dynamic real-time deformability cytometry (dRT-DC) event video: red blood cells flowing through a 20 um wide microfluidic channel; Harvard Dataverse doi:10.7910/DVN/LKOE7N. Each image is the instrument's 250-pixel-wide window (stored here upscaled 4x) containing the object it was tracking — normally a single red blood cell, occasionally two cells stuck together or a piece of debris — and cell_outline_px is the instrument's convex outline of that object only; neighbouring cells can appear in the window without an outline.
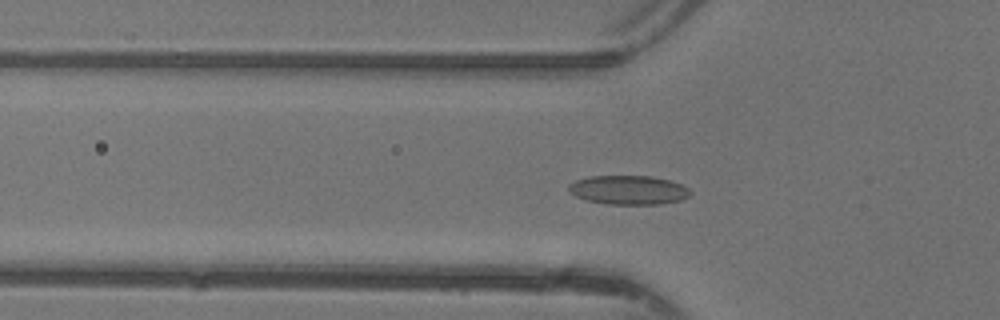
{"species": "common noctule bat (a hibernating species)", "species_latin": "Nyctalus noctula", "temperature_condition": "warm", "stored_images_in_passage": 39, "camera_frame_rate_fps": 3000, "um_per_image_px": 0.085, "animal": {"sex": "female"}, "frame": {"image": 1, "passage_image": 7, "time_ms": 2.0, "image_size_px": [1000, 320], "cell_outline_px": [[692, 192], [688, 196], [680, 200], [660, 204], [608, 204], [588, 200], [576, 196], [568, 188], [568, 184], [576, 180], [588, 176], [652, 176], [668, 180], [680, 184], [688, 188]], "centroid_in_image_um": [53.42, 16.14], "position_along_channel_um": 72.4, "area_um2": 20.4}}
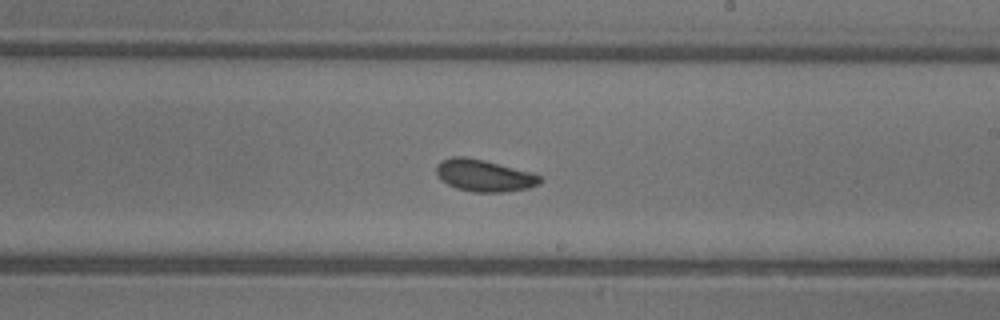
{"frame": {"image": 2, "passage_image": 19, "time_ms": 6.0, "image_size_px": [1000, 320], "cell_outline_px": [[544, 180], [540, 184], [528, 188], [504, 192], [472, 192], [456, 188], [440, 180], [436, 172], [436, 164], [440, 160], [452, 156], [464, 156], [484, 160], [528, 172], [540, 176]], "centroid_in_image_um": [41.1, 14.92], "position_along_channel_um": 247.9, "area_um2": 19.31}}
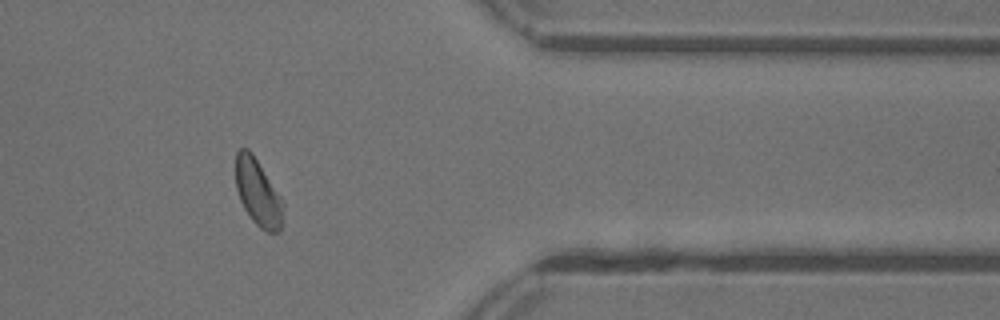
{"frame": {"image": 3, "passage_image": 30, "time_ms": 9.667, "image_size_px": [1000, 320], "cell_outline_px": [[284, 208], [280, 232], [268, 232], [260, 228], [252, 220], [244, 208], [240, 200], [236, 188], [236, 152], [240, 148], [248, 148], [252, 152], [284, 200]], "centroid_in_image_um": [21.95, 16.37], "position_along_channel_um": 389.5, "area_um2": 18.67}, "authors_computed_cell_mechanics": {"area_um2": 18.9584, "velocity_mm_per_s": 4.3716, "shape_relaxation_time_tau1_ms": 4.8463, "shape_relaxation_time_tau2_ms": 3.3441, "deformation_change_tau1": 0.1059, "deformation_change_tau2": 0.0523}}